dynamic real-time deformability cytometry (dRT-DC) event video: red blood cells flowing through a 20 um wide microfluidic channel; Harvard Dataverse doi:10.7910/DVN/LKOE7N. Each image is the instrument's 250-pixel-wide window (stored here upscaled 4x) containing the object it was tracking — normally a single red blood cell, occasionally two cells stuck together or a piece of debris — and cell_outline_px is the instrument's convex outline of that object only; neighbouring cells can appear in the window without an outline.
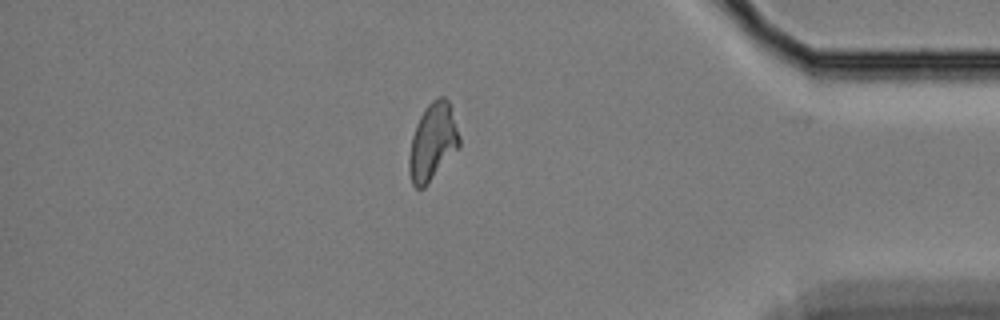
{"species": "Egyptian fruit bat (a non-hibernating species)", "species_latin": "Rousettus aegyptiacus", "temperature_condition": "cold", "stored_images_in_passage": 54, "segment_of_instrument_passage": [3, 3], "camera_frame_rate_fps": 3000, "um_per_image_px": 0.085, "animal": {"sex": "female"}, "frame": {"image": 1, "passage_image": 45, "time_ms": 14.667, "image_size_px": [1000, 320], "cell_outline_px": [[460, 148], [424, 188], [416, 188], [412, 184], [408, 168], [408, 160], [412, 136], [416, 124], [420, 116], [428, 104], [432, 100], [440, 96], [444, 96], [448, 100], [460, 136]], "centroid_in_image_um": [36.78, 12.08], "position_along_channel_um": 398.4, "area_um2": 22.72}}